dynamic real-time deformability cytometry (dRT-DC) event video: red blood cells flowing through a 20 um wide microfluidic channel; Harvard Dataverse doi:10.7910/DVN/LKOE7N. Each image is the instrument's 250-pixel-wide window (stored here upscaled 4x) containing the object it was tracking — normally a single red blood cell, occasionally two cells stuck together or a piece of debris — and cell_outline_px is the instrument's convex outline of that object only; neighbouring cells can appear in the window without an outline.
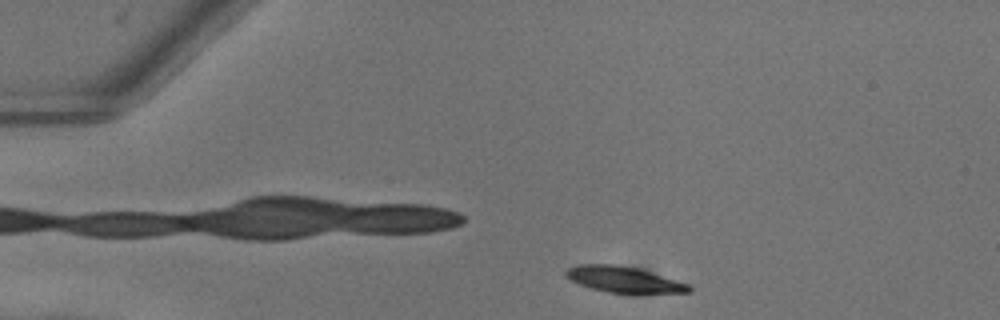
{"species": "common noctule bat (a hibernating species)", "species_latin": "Nyctalus noctula", "temperature_condition": "warm", "stored_images_in_passage": 27, "camera_frame_rate_fps": 3000, "um_per_image_px": 0.085, "animal": {"sex": "female"}, "frame": {"image": 1, "passage_image": 2, "time_ms": 0.333, "image_size_px": [1000, 320], "cell_outline_px": [[692, 292], [608, 292], [592, 288], [580, 284], [572, 280], [564, 272], [568, 268], [576, 264], [616, 264], [640, 268], [688, 284], [692, 288]], "centroid_in_image_um": [53.01, 23.72], "position_along_channel_um": 32.0, "area_um2": 18.21}}
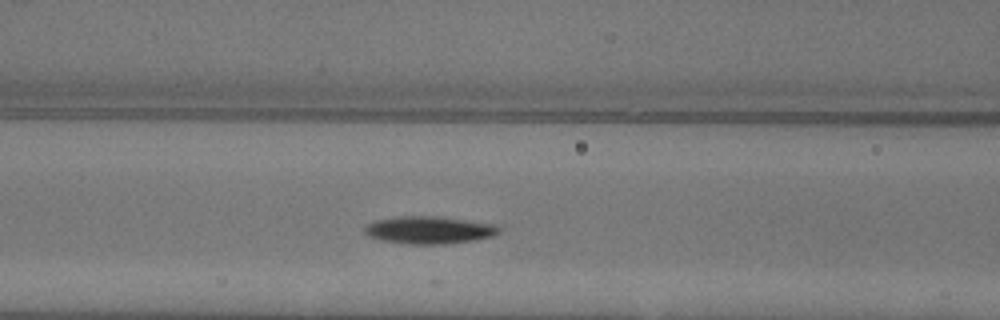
{"frame": {"image": 2, "passage_image": 14, "time_ms": 4.333, "image_size_px": [1000, 320], "cell_outline_px": [[500, 232], [492, 236], [472, 240], [444, 244], [404, 244], [384, 240], [368, 236], [364, 232], [364, 228], [368, 224], [376, 220], [400, 216], [436, 216], [496, 224], [500, 228]], "centroid_in_image_um": [36.47, 19.55], "position_along_channel_um": 130.1, "area_um2": 21.39}}
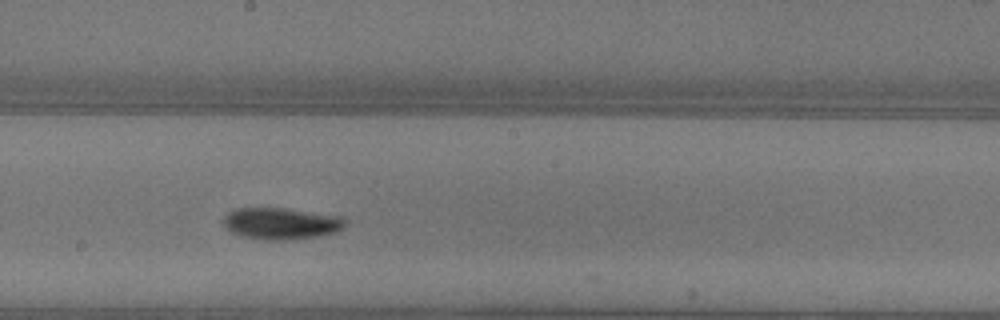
{"frame": {"image": 3, "passage_image": 21, "time_ms": 6.667, "image_size_px": [1000, 320], "cell_outline_px": [[348, 224], [344, 228], [320, 236], [284, 240], [268, 240], [244, 236], [232, 232], [224, 228], [224, 216], [228, 212], [236, 208], [284, 208], [340, 216]], "centroid_in_image_um": [23.88, 18.99], "position_along_channel_um": 224.3, "area_um2": 22.31}}